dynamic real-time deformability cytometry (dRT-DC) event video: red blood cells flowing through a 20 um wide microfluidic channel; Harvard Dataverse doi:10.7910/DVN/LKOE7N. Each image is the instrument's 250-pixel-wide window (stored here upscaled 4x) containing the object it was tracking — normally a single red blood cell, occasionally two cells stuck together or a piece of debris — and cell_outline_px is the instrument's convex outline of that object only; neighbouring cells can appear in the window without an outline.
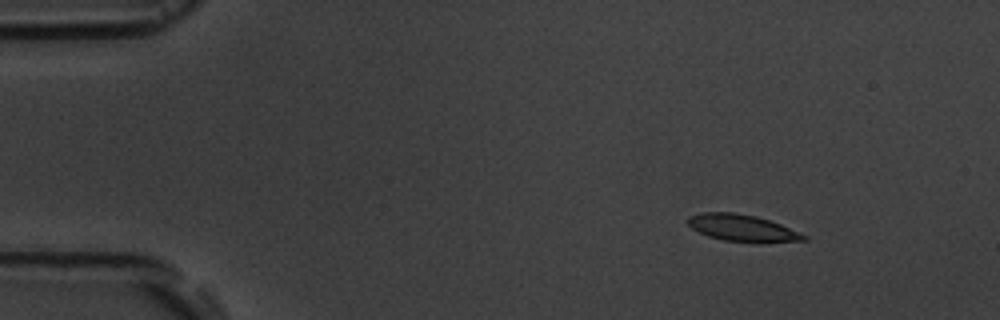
{"species": "common noctule bat (a hibernating species)", "species_latin": "Nyctalus noctula", "temperature_condition": "room temperature", "stored_images_in_passage": 4, "camera_frame_rate_fps": 3000, "um_per_image_px": 0.085, "animal": {"sex": "male", "body_mass_g": 19.5, "forearm_length_mm": 54.6}, "frame": {"image": 1, "passage_image": 2, "time_ms": 1.0, "image_size_px": [1000, 320], "cell_outline_px": [[808, 240], [724, 240], [708, 236], [692, 228], [688, 224], [688, 216], [704, 212], [732, 212], [756, 216], [780, 224], [808, 236]], "centroid_in_image_um": [63.01, 19.32], "position_along_channel_um": 22.0, "area_um2": 17.11}}